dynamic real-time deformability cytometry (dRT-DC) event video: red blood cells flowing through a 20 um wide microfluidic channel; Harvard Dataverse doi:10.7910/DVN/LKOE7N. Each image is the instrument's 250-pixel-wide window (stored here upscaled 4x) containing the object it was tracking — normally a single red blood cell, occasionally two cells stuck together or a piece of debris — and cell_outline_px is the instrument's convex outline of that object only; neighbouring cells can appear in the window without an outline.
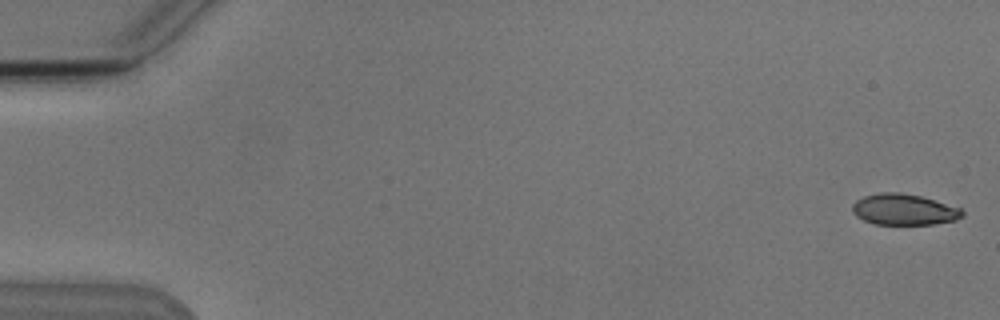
{"species": "Egyptian fruit bat (a non-hibernating species)", "species_latin": "Rousettus aegyptiacus", "temperature_condition": "cold", "stored_images_in_passage": 5, "camera_frame_rate_fps": 3000, "um_per_image_px": 0.085, "animal": {"sex": "male"}, "frame": {"image": 1, "passage_image": 1, "time_ms": 0.0, "image_size_px": [1000, 320], "cell_outline_px": [[964, 216], [956, 220], [932, 224], [876, 224], [864, 220], [856, 216], [852, 212], [852, 204], [856, 200], [864, 196], [880, 192], [900, 192], [920, 196], [960, 208], [964, 212]], "centroid_in_image_um": [76.82, 17.81], "position_along_channel_um": 8.2, "area_um2": 19.83}}